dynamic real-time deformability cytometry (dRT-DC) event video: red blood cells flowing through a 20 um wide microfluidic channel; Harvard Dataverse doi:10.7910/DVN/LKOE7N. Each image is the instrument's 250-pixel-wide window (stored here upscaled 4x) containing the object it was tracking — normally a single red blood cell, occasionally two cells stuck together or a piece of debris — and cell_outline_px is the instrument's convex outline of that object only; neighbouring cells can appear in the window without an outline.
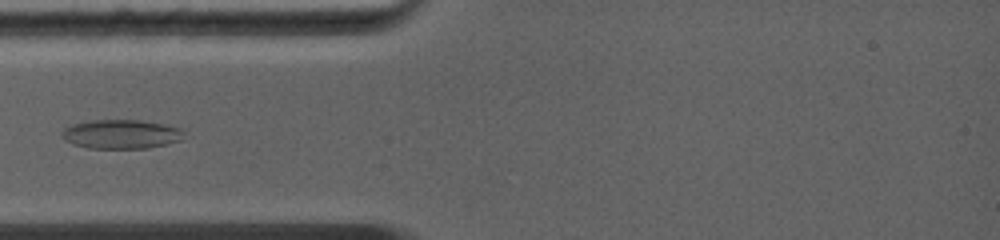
{"species": "common noctule bat (a hibernating species)", "species_latin": "Nyctalus noctula", "temperature_condition": "warm", "stored_images_in_passage": 4, "camera_frame_rate_fps": 5000, "um_per_image_px": 0.085, "animal": {"sex": "female", "body_mass_g": 19.0, "forearm_length_mm": 56.7}, "frame": {"image": 1, "passage_image": 4, "time_ms": 3.0, "image_size_px": [1000, 240], "cell_outline_px": [[184, 132], [180, 140], [148, 148], [88, 148], [72, 144], [64, 140], [60, 136], [60, 132], [64, 128], [72, 124], [92, 120], [140, 120], [164, 124], [180, 128]], "centroid_in_image_um": [10.23, 11.4], "position_along_channel_um": 74.8, "area_um2": 20.69}}